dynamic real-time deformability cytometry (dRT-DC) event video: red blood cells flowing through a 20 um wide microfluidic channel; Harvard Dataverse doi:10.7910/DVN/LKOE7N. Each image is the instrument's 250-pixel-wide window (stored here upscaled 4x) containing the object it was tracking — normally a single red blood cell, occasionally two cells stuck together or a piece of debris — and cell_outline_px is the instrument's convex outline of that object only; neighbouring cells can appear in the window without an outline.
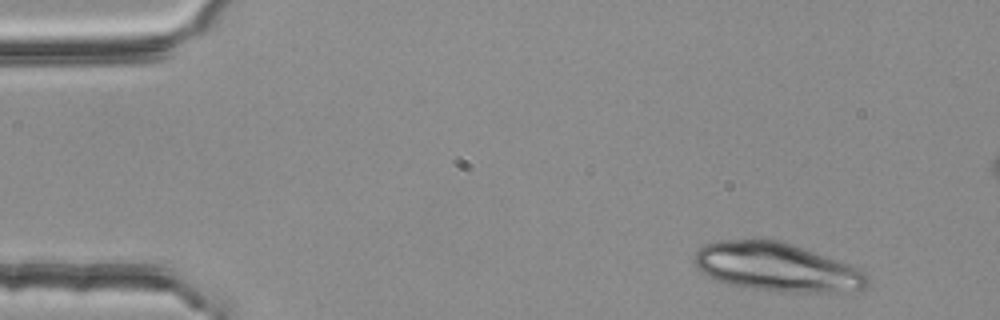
{"species": "common noctule bat (a hibernating species)", "species_latin": "Nyctalus noctula", "temperature_condition": "room temperature", "stored_images_in_passage": 4, "camera_frame_rate_fps": 3000, "um_per_image_px": 0.085, "animal": {"sex": "female", "body_mass_g": 25.1}, "frame": {"image": 1, "passage_image": 1, "time_ms": 0.0, "image_size_px": [1000, 320], "cell_outline_px": [[868, 284], [864, 288], [844, 292], [784, 292], [752, 288], [728, 284], [716, 280], [700, 272], [696, 268], [692, 260], [696, 252], [704, 244], [716, 240], [780, 240], [792, 244], [844, 264], [864, 272], [868, 276]], "centroid_in_image_um": [65.93, 22.72], "position_along_channel_um": 19.1, "area_um2": 48.44}}